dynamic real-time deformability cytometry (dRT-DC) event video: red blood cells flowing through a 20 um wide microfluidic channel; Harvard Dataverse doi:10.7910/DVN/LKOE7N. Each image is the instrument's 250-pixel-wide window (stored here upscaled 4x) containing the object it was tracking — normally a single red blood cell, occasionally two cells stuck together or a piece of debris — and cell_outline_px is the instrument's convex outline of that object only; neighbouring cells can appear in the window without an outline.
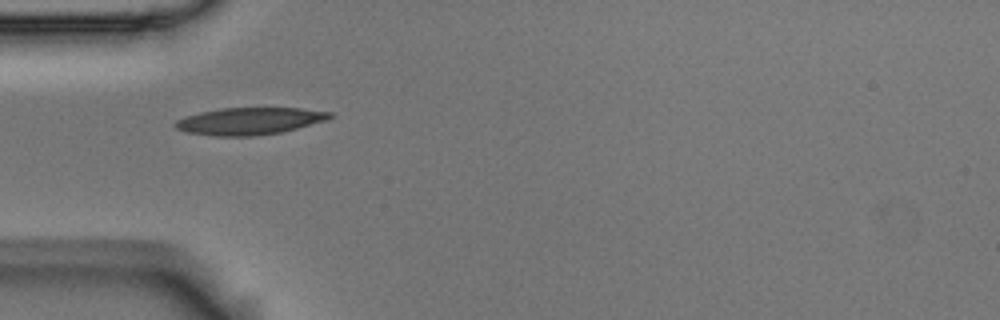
{"species": "Egyptian fruit bat (a non-hibernating species)", "species_latin": "Rousettus aegyptiacus", "temperature_condition": "room temperature", "stored_images_in_passage": 5, "camera_frame_rate_fps": 3000, "um_per_image_px": 0.085, "animal": {"sex": "male"}, "frame": {"image": 1, "passage_image": 1, "time_ms": 0.0, "image_size_px": [1000, 320], "cell_outline_px": [[332, 116], [328, 120], [280, 132], [252, 136], [212, 136], [184, 132], [176, 128], [176, 120], [184, 116], [200, 112], [220, 108], [300, 108], [332, 112]], "centroid_in_image_um": [21.18, 10.29], "position_along_channel_um": 63.8, "area_um2": 24.39}}
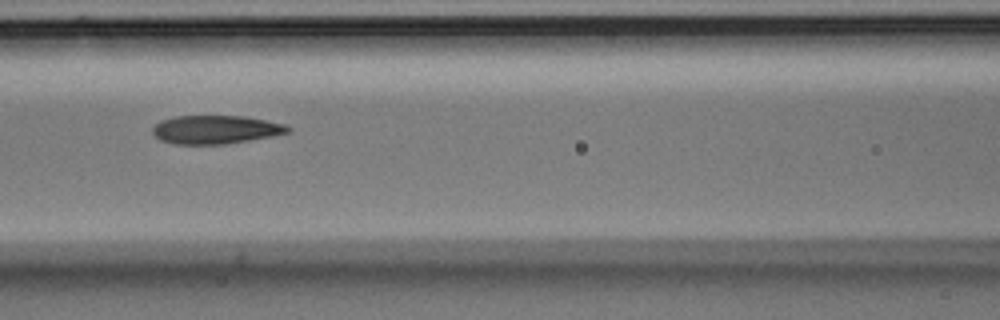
{"frame": {"image": 2, "passage_image": 3, "time_ms": 0.667, "image_size_px": [1000, 320], "cell_outline_px": [[292, 128], [288, 132], [272, 136], [224, 144], [172, 144], [160, 140], [152, 132], [152, 128], [160, 120], [176, 116], [244, 116], [288, 124]], "centroid_in_image_um": [18.33, 11.01], "position_along_channel_um": 148.3, "area_um2": 22.48}}
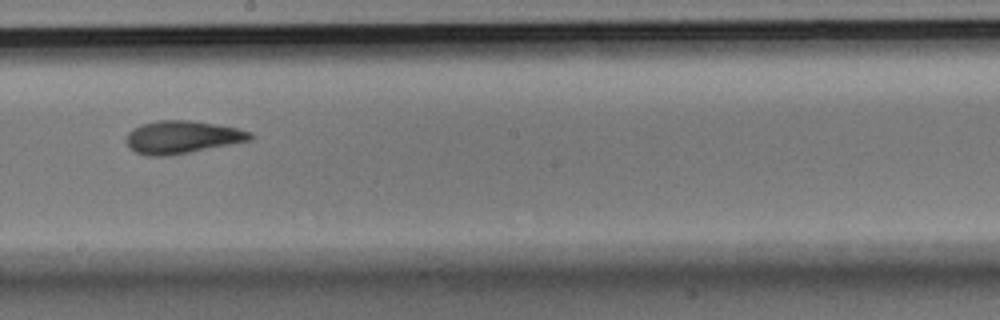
{"frame": {"image": 3, "passage_image": 5, "time_ms": 1.333, "image_size_px": [1000, 320], "cell_outline_px": [[256, 136], [252, 140], [168, 156], [148, 156], [136, 152], [128, 148], [124, 140], [128, 132], [132, 128], [140, 124], [156, 120], [188, 120], [216, 124], [236, 128], [252, 132]], "centroid_in_image_um": [15.44, 11.65], "position_along_channel_um": 232.8, "area_um2": 23.93}}